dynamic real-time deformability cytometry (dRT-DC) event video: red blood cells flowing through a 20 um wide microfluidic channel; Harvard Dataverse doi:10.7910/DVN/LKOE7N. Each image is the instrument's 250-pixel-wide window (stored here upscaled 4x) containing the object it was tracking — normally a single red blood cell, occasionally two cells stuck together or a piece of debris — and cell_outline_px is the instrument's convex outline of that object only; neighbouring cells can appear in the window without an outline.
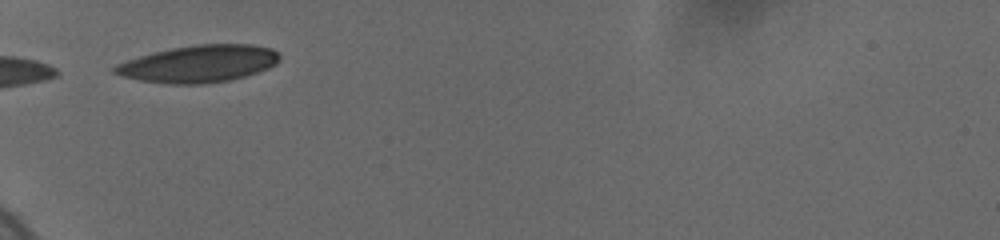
{"species": "human", "species_latin": "Homo sapiens", "temperature_condition": "cold", "stored_images_in_passage": 6, "camera_frame_rate_fps": 3000, "um_per_image_px": 0.085, "donor": {"sex": "female"}, "frame": {"image": 1, "passage_image": 1, "time_ms": 0.0, "image_size_px": [1000, 240], "cell_outline_px": [[280, 60], [276, 64], [268, 68], [244, 76], [228, 80], [204, 84], [168, 84], [140, 80], [124, 76], [112, 72], [112, 68], [116, 64], [152, 52], [172, 48], [196, 44], [252, 44], [272, 48], [280, 56]], "centroid_in_image_um": [16.9, 5.41], "position_along_channel_um": 68.1, "area_um2": 35.55}}